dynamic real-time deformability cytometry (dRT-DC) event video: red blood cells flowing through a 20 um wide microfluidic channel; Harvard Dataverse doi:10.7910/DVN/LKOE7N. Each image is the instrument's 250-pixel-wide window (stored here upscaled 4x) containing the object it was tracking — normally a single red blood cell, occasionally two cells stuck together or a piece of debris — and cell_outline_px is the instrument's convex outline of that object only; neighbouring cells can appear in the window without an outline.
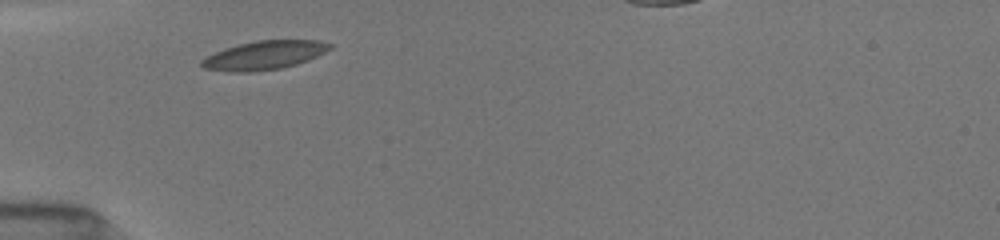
{"species": "common noctule bat (a hibernating species)", "species_latin": "Nyctalus noctula", "temperature_condition": "room temperature", "stored_images_in_passage": 4, "camera_frame_rate_fps": 3000, "um_per_image_px": 0.085, "animal": {"sex": "female", "body_mass_g": 19.5, "forearm_length_mm": 54.1}, "frame": {"image": 1, "passage_image": 1, "time_ms": 0.0, "image_size_px": [1000, 240], "cell_outline_px": [[332, 48], [308, 60], [296, 64], [280, 68], [252, 72], [228, 72], [204, 68], [200, 64], [200, 60], [204, 56], [224, 48], [256, 40], [320, 40], [332, 44]], "centroid_in_image_um": [22.42, 4.69], "position_along_channel_um": 62.6, "area_um2": 21.56}}
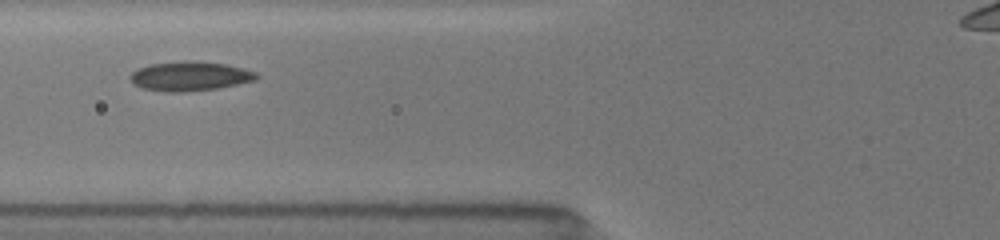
{"frame": {"image": 2, "passage_image": 3, "time_ms": 1.333, "image_size_px": [1000, 240], "cell_outline_px": [[260, 76], [256, 80], [216, 88], [184, 92], [168, 92], [140, 88], [132, 84], [128, 76], [132, 72], [140, 68], [152, 64], [184, 60], [224, 64], [256, 72]], "centroid_in_image_um": [16.09, 6.48], "position_along_channel_um": 109.7, "area_um2": 21.44}}